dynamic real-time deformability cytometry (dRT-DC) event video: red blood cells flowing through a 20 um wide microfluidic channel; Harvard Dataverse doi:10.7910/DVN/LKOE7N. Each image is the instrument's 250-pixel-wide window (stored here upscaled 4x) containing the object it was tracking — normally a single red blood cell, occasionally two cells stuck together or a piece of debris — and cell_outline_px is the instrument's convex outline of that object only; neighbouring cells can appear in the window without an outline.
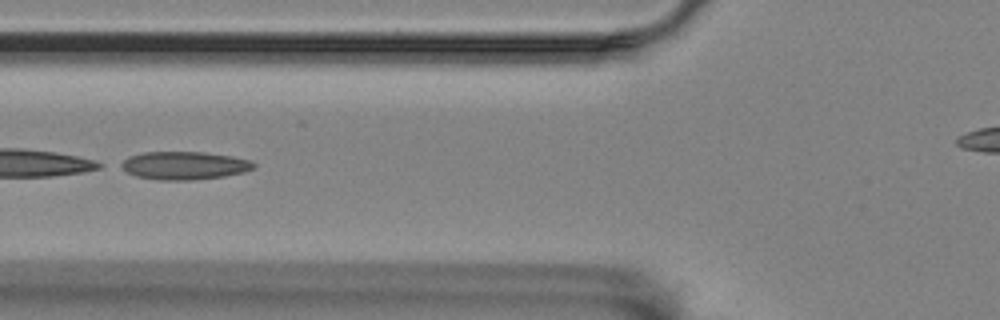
{"species": "Egyptian fruit bat (a non-hibernating species)", "species_latin": "Rousettus aegyptiacus", "temperature_condition": "room temperature", "stored_images_in_passage": 5, "camera_frame_rate_fps": 3000, "um_per_image_px": 0.085, "animal": {"sex": "female"}, "frame": {"image": 1, "passage_image": 5, "time_ms": 5.0, "image_size_px": [1000, 320], "cell_outline_px": [[256, 168], [244, 172], [224, 176], [192, 180], [160, 180], [136, 176], [128, 172], [116, 164], [128, 156], [144, 152], [204, 152], [232, 156], [252, 160], [256, 164]], "centroid_in_image_um": [15.67, 14.06], "position_along_channel_um": 110.1, "area_um2": 21.91}}